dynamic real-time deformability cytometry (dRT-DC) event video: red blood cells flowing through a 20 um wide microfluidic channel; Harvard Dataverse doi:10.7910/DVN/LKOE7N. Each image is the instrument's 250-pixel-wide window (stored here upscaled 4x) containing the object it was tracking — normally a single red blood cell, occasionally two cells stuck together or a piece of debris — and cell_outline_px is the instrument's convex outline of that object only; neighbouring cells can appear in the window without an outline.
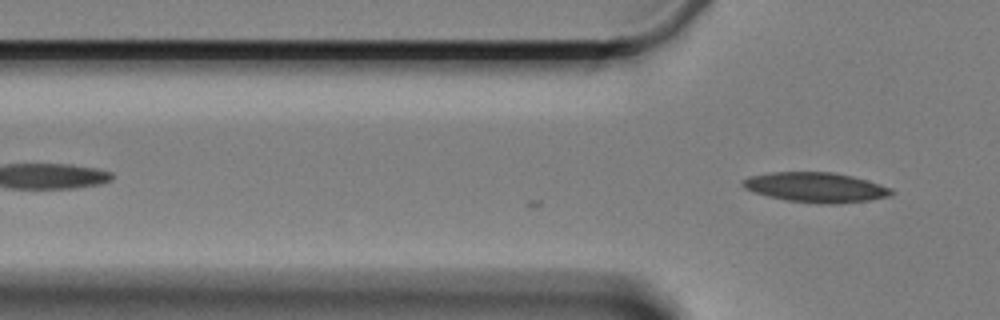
{"species": "Egyptian fruit bat (a non-hibernating species)", "species_latin": "Rousettus aegyptiacus", "temperature_condition": "cold", "stored_images_in_passage": 2, "camera_frame_rate_fps": 3000, "um_per_image_px": 0.085, "animal": {"sex": "female"}, "frame": {"image": 1, "passage_image": 2, "time_ms": 0.333, "image_size_px": [1000, 320], "cell_outline_px": [[892, 192], [888, 196], [868, 200], [840, 204], [824, 204], [788, 200], [768, 196], [744, 188], [740, 184], [748, 176], [772, 172], [832, 172], [852, 176], [880, 184], [888, 188]], "centroid_in_image_um": [69.3, 15.92], "position_along_channel_um": 56.5, "area_um2": 25.55}}